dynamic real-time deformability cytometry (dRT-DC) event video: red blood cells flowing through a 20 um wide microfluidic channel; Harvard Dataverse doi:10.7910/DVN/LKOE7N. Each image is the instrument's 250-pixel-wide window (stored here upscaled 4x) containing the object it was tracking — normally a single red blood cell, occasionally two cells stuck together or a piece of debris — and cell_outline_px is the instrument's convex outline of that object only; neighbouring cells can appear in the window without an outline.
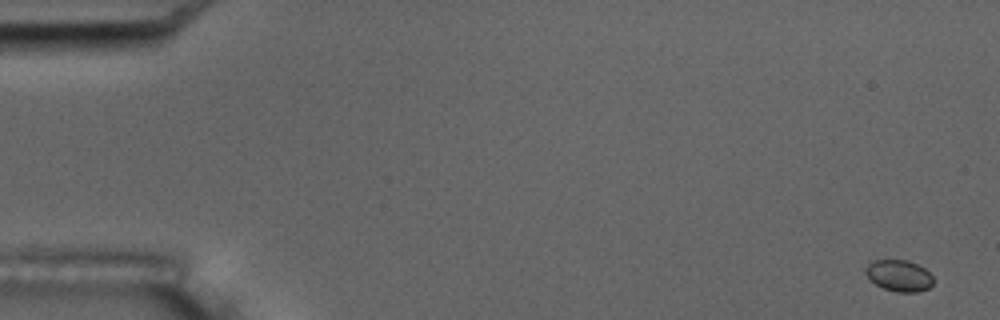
{"species": "common noctule bat (a hibernating species)", "species_latin": "Nyctalus noctula", "temperature_condition": "room temperature", "stored_images_in_passage": 5, "segment_of_instrument_passage": [2, 2], "camera_frame_rate_fps": 3000, "um_per_image_px": 0.085, "animal": {"sex": "male", "body_mass_g": 17.5, "forearm_length_mm": 52.3}, "frame": {"image": 1, "passage_image": 5, "time_ms": 6.0, "image_size_px": [1000, 320], "cell_outline_px": [[932, 284], [928, 288], [916, 292], [896, 292], [884, 288], [876, 284], [864, 272], [864, 268], [872, 260], [908, 260], [924, 268], [932, 276]], "centroid_in_image_um": [76.4, 23.42], "position_along_channel_um": 8.6, "area_um2": 12.25}}